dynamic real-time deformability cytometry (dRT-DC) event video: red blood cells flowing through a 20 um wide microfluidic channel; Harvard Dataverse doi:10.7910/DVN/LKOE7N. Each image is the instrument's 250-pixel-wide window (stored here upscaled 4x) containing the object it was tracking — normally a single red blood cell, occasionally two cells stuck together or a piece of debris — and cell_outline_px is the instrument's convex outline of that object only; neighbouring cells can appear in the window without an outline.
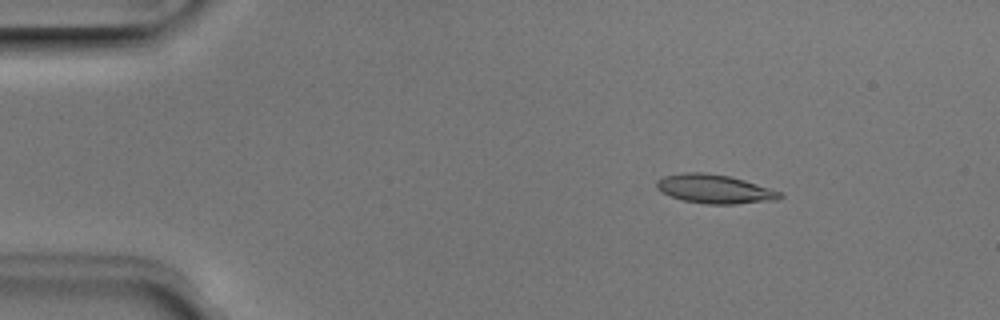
{"species": "Egyptian fruit bat (a non-hibernating species)", "species_latin": "Rousettus aegyptiacus", "temperature_condition": "room temperature", "stored_images_in_passage": 50, "camera_frame_rate_fps": 3000, "um_per_image_px": 0.085, "animal": {"sex": "male"}, "frame": {"image": 1, "passage_image": 7, "time_ms": 2.0, "image_size_px": [1000, 320], "cell_outline_px": [[784, 196], [776, 200], [736, 204], [708, 204], [684, 200], [672, 196], [656, 188], [656, 180], [664, 176], [680, 172], [704, 172], [728, 176], [744, 180], [784, 192]], "centroid_in_image_um": [60.78, 16.05], "position_along_channel_um": 24.2, "area_um2": 20.75}}
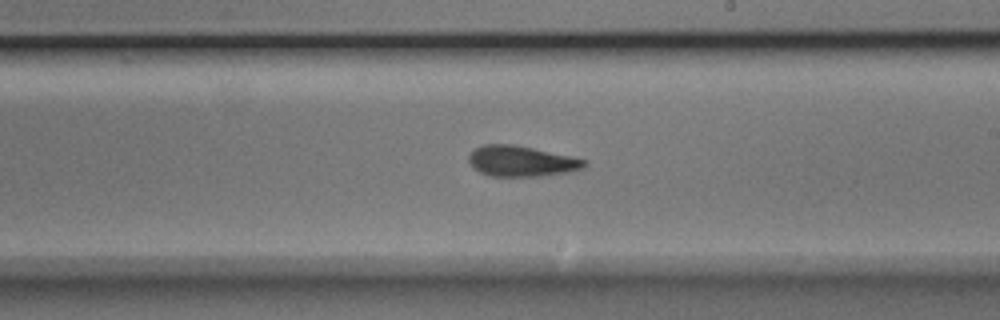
{"frame": {"image": 2, "passage_image": 29, "time_ms": 9.333, "image_size_px": [1000, 320], "cell_outline_px": [[588, 164], [584, 168], [568, 172], [544, 176], [488, 176], [472, 168], [468, 160], [468, 156], [476, 148], [484, 144], [512, 144], [572, 156], [588, 160]], "centroid_in_image_um": [44.33, 13.71], "position_along_channel_um": 244.7, "area_um2": 20.81}}
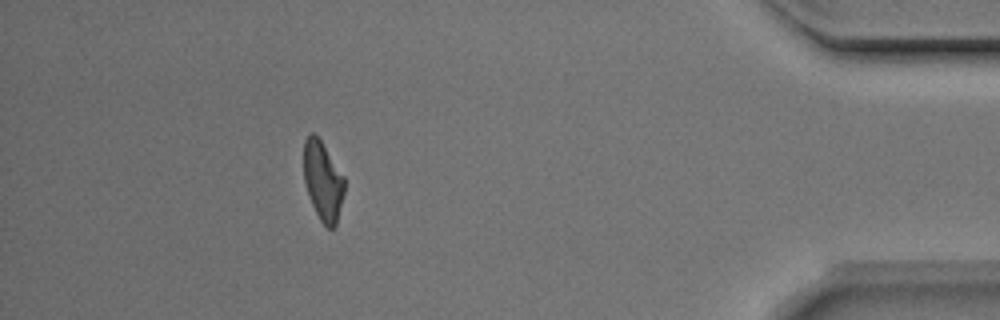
{"frame": {"image": 3, "passage_image": 45, "time_ms": 14.667, "image_size_px": [1000, 320], "cell_outline_px": [[344, 192], [336, 224], [332, 228], [328, 228], [320, 220], [312, 204], [304, 180], [304, 140], [312, 132], [320, 140], [344, 176]], "centroid_in_image_um": [27.44, 15.38], "position_along_channel_um": 407.8, "area_um2": 18.32}, "authors_computed_cell_mechanics": {"area_um2": 20.1722, "velocity_mm_per_s": 4.013, "shape_relaxation_time_tau1_ms": 4.5579, "shape_relaxation_time_tau2_ms": 2.8696, "deformation_change_tau1": 0.1444, "deformation_change_tau2": 0.1109}}